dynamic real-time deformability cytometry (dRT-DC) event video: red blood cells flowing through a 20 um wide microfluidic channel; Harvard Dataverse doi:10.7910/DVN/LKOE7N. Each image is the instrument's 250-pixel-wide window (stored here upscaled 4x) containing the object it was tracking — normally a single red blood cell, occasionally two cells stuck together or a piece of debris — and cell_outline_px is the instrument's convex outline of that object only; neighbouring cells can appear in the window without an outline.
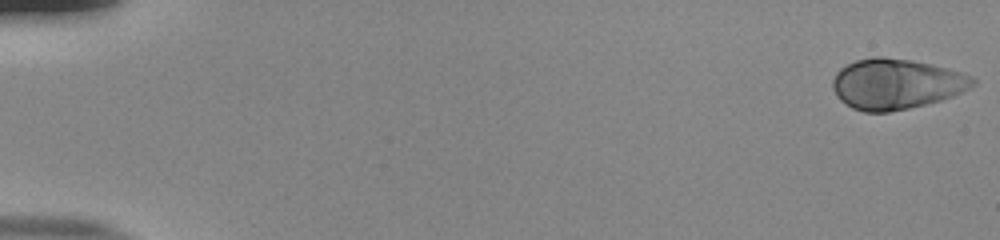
{"species": "human", "species_latin": "Homo sapiens", "temperature_condition": "room temperature", "stored_images_in_passage": 54, "camera_frame_rate_fps": 3000, "um_per_image_px": 0.085, "donor": {"sex": "male"}, "frame": {"image": 1, "passage_image": 1, "time_ms": 0.0, "image_size_px": [1000, 240], "cell_outline_px": [[976, 84], [952, 96], [940, 100], [908, 108], [888, 112], [864, 112], [852, 108], [840, 100], [836, 96], [832, 88], [832, 80], [836, 72], [840, 68], [856, 60], [872, 56], [880, 56], [912, 60], [932, 64], [948, 68], [972, 76], [976, 80]], "centroid_in_image_um": [76.14, 7.12], "position_along_channel_um": 8.9, "area_um2": 41.21}}
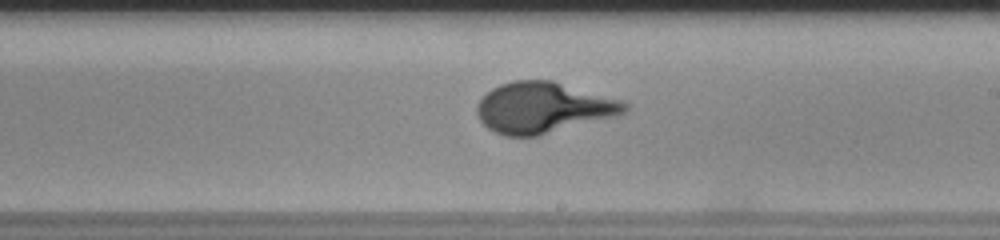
{"frame": {"image": 2, "passage_image": 33, "time_ms": 10.667, "image_size_px": [1000, 240], "cell_outline_px": [[628, 112], [616, 116], [536, 136], [504, 136], [488, 128], [480, 120], [476, 112], [476, 104], [492, 88], [500, 84], [516, 80], [552, 80], [624, 100], [628, 104]], "centroid_in_image_um": [46.2, 9.14], "position_along_channel_um": 242.8, "area_um2": 43.81}}
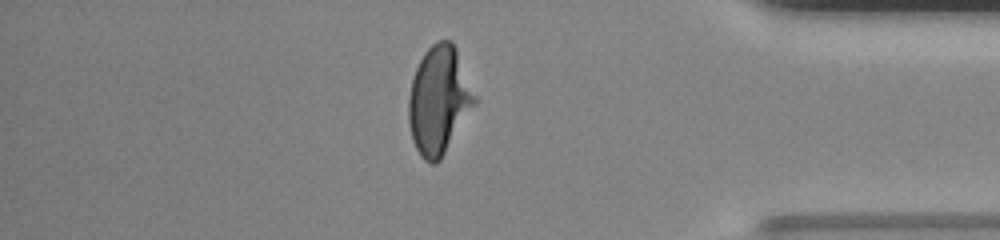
{"frame": {"image": 3, "passage_image": 47, "time_ms": 15.333, "image_size_px": [1000, 240], "cell_outline_px": [[476, 104], [440, 160], [436, 164], [432, 164], [424, 160], [420, 156], [412, 140], [408, 120], [408, 100], [412, 80], [416, 68], [424, 52], [436, 40], [452, 40], [456, 48], [476, 96]], "centroid_in_image_um": [37.3, 8.53], "position_along_channel_um": 397.9, "area_um2": 41.5}}